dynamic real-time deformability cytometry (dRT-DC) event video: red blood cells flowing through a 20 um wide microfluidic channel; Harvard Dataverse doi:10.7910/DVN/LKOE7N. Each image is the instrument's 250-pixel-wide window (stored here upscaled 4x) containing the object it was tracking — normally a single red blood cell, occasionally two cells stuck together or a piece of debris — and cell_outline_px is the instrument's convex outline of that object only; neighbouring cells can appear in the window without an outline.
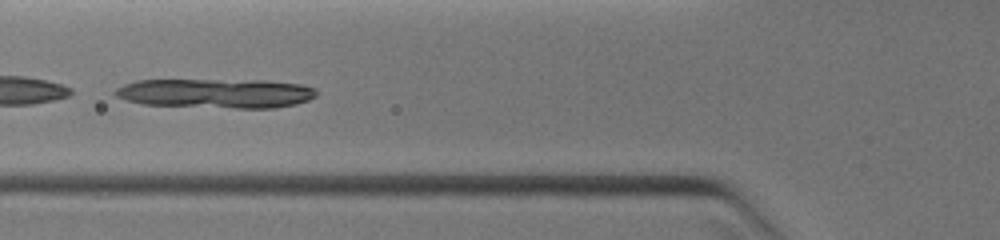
{"species": "common noctule bat (a hibernating species)", "species_latin": "Nyctalus noctula", "temperature_condition": "warm", "stored_images_in_passage": 31, "camera_frame_rate_fps": 3000, "um_per_image_px": 0.085, "animal": {"sex": "female", "body_mass_g": 19.0, "forearm_length_mm": 51.5}, "frame": {"image": 1, "passage_image": 13, "time_ms": 4.0, "image_size_px": [1000, 240], "cell_outline_px": [[316, 96], [308, 100], [296, 104], [276, 108], [236, 108], [144, 104], [128, 100], [116, 96], [112, 92], [116, 88], [124, 84], [136, 80], [264, 80], [300, 84], [316, 88]], "centroid_in_image_um": [18.37, 7.92], "position_along_channel_um": 107.4, "area_um2": 34.56}}